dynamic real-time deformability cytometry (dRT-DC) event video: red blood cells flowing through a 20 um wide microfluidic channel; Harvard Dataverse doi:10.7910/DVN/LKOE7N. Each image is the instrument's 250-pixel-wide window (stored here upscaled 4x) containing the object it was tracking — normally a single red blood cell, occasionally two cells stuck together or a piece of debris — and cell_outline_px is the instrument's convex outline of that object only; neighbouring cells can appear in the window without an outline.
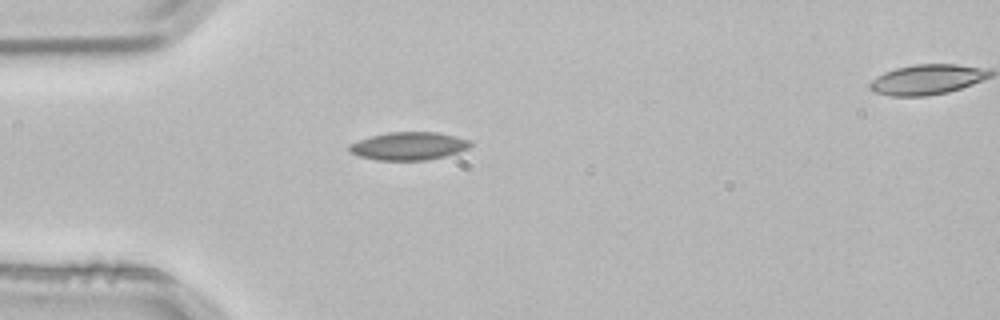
{"species": "common noctule bat (a hibernating species)", "species_latin": "Nyctalus noctula", "temperature_condition": "room temperature", "stored_images_in_passage": 6, "segment_of_instrument_passage": [1, 2], "camera_frame_rate_fps": 3000, "um_per_image_px": 0.085, "animal": {"sex": "male", "body_mass_g": 21.5, "forearm_length_mm": 52.0}, "frame": {"image": 1, "passage_image": 5, "time_ms": 1.333, "image_size_px": [1000, 320], "cell_outline_px": [[472, 144], [468, 148], [444, 156], [424, 160], [376, 160], [360, 156], [352, 152], [348, 148], [348, 144], [372, 136], [388, 132], [436, 132], [456, 136], [468, 140]], "centroid_in_image_um": [34.72, 12.41], "position_along_channel_um": 50.3, "area_um2": 19.42}}